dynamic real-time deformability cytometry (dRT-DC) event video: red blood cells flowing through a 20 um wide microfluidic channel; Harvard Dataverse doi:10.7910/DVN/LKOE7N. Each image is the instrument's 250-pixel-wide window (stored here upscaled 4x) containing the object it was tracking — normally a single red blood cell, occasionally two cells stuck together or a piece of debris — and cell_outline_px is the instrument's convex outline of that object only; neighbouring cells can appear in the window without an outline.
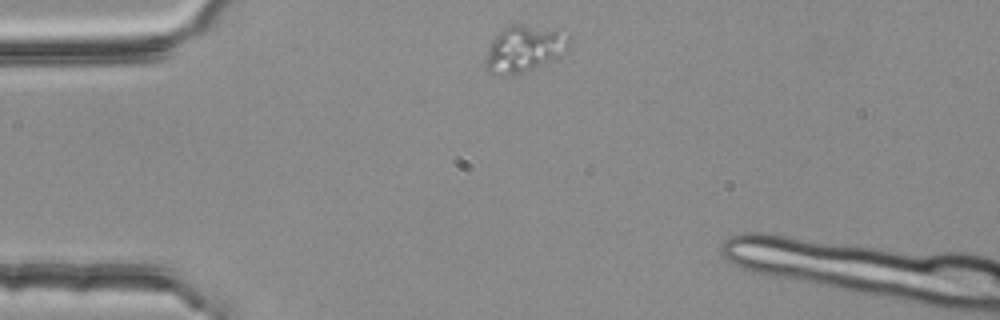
{"species": "common noctule bat (a hibernating species)", "species_latin": "Nyctalus noctula", "temperature_condition": "room temperature", "stored_images_in_passage": 37, "camera_frame_rate_fps": 3000, "um_per_image_px": 0.085, "animal": {"sex": "female", "body_mass_g": 25.1}, "frame": {"image": 1, "passage_image": 1, "time_ms": 0.0, "image_size_px": [1000, 320], "cell_outline_px": [[572, 40], [568, 48], [548, 60], [524, 72], [508, 76], [500, 76], [488, 72], [484, 68], [484, 60], [488, 48], [492, 40], [504, 28], [512, 24], [520, 24], [556, 28], [572, 36]], "centroid_in_image_um": [44.53, 4.13], "position_along_channel_um": 40.5, "area_um2": 22.77}}
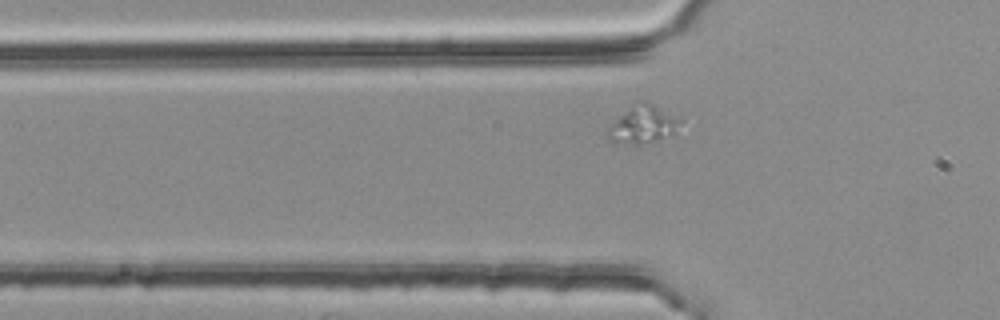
{"frame": {"image": 2, "passage_image": 6, "time_ms": 1.667, "image_size_px": [1000, 320], "cell_outline_px": [[684, 120], [676, 132], [656, 140], [636, 144], [612, 140], [608, 136], [608, 128], [620, 116], [640, 100], [648, 100], [684, 116]], "centroid_in_image_um": [54.82, 10.5], "position_along_channel_um": 71.0, "area_um2": 16.01}}
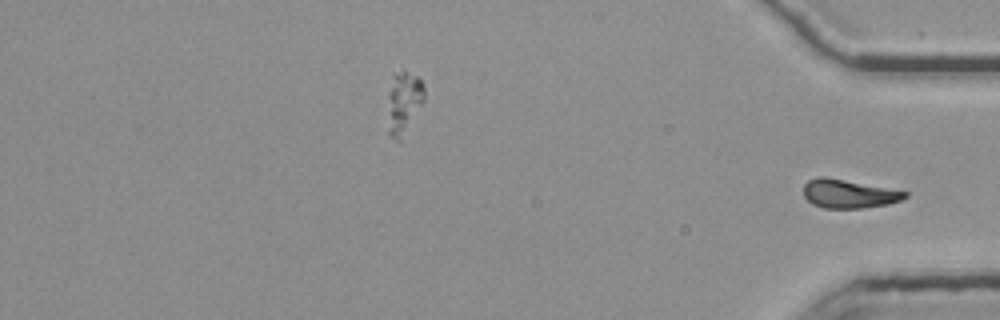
{"frame": {"image": 3, "passage_image": 37, "time_ms": 12.0, "image_size_px": [1000, 320], "cell_outline_px": [[908, 196], [900, 200], [888, 204], [864, 208], [824, 208], [812, 204], [804, 196], [804, 184], [808, 180], [816, 176], [824, 176], [908, 192]], "centroid_in_image_um": [72.11, 16.47], "position_along_channel_um": 363.1, "area_um2": 16.82}}